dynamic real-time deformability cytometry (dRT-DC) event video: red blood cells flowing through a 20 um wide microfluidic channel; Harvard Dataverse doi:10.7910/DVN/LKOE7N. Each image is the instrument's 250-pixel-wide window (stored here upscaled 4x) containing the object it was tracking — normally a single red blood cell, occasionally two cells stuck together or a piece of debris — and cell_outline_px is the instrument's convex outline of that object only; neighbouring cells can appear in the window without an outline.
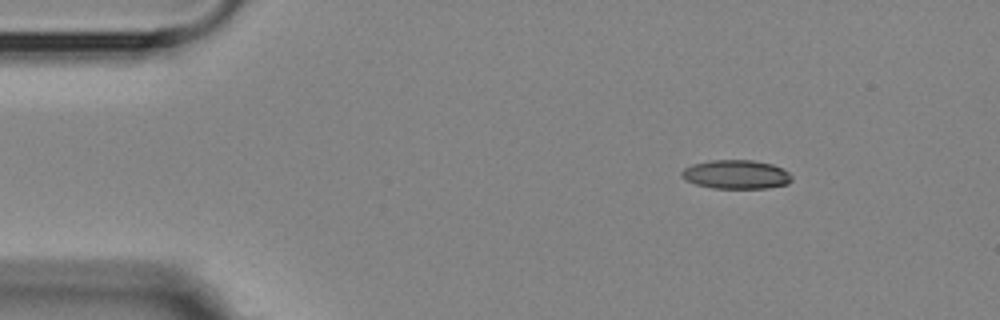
{"species": "Egyptian fruit bat (a non-hibernating species)", "species_latin": "Rousettus aegyptiacus", "temperature_condition": "room temperature", "stored_images_in_passage": 5, "camera_frame_rate_fps": 3000, "um_per_image_px": 0.085, "animal": {"sex": "female"}, "frame": {"image": 1, "passage_image": 2, "time_ms": 1.333, "image_size_px": [1000, 320], "cell_outline_px": [[792, 180], [788, 184], [768, 188], [712, 188], [696, 184], [684, 180], [680, 176], [680, 172], [684, 168], [692, 164], [708, 160], [752, 160], [772, 164], [788, 172], [792, 176]], "centroid_in_image_um": [62.54, 14.83], "position_along_channel_um": 22.5, "area_um2": 18.67}}
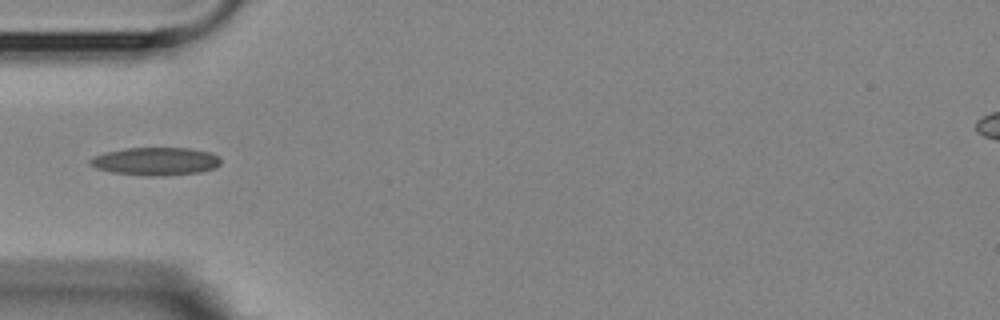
{"frame": {"image": 2, "passage_image": 5, "time_ms": 4.667, "image_size_px": [1000, 320], "cell_outline_px": [[220, 164], [216, 168], [200, 172], [152, 176], [112, 172], [96, 168], [88, 164], [88, 160], [92, 156], [104, 152], [124, 148], [192, 148], [212, 152], [220, 156]], "centroid_in_image_um": [13.23, 13.69], "position_along_channel_um": 71.8, "area_um2": 21.44}}